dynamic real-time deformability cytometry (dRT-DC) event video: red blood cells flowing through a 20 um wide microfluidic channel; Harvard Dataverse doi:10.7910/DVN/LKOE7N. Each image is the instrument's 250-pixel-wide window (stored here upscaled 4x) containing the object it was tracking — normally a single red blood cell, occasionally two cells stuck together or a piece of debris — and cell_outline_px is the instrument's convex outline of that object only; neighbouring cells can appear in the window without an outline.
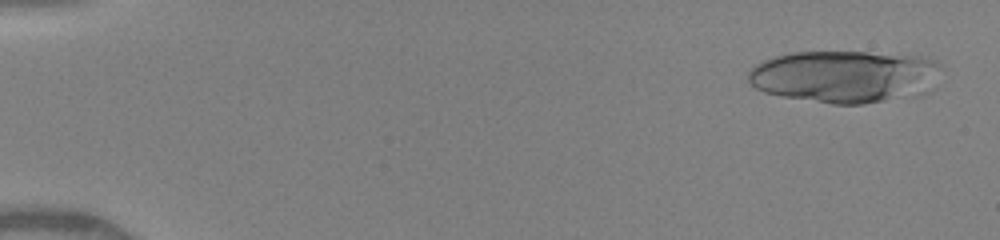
{"species": "human", "species_latin": "Homo sapiens", "temperature_condition": "warm", "stored_images_in_passage": 14, "camera_frame_rate_fps": 3000, "um_per_image_px": 0.085, "donor": {"sex": "female"}, "frame": {"image": 1, "passage_image": 2, "time_ms": 0.333, "image_size_px": [1000, 240], "cell_outline_px": [[944, 64], [884, 100], [864, 104], [832, 104], [784, 96], [764, 92], [756, 88], [748, 80], [748, 72], [756, 64], [764, 60], [776, 56], [792, 52], [868, 52], [924, 56], [936, 60]], "centroid_in_image_um": [71.38, 6.42], "position_along_channel_um": 13.6, "area_um2": 54.85}}